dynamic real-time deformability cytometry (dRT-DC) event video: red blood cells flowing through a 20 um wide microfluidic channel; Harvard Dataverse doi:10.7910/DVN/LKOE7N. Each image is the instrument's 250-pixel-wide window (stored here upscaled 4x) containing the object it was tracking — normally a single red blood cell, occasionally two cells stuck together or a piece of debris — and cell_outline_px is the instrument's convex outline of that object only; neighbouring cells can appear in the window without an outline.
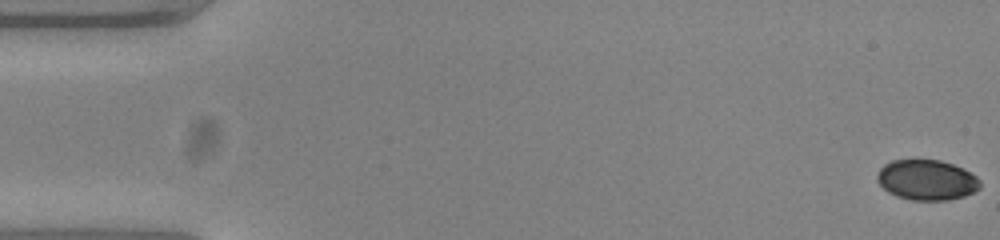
{"species": "common noctule bat (a hibernating species)", "species_latin": "Nyctalus noctula", "temperature_condition": "warm", "stored_images_in_passage": 55, "camera_frame_rate_fps": 3000, "um_per_image_px": 0.085, "animal": {"sex": "female", "body_mass_g": 23.0, "forearm_length_mm": 53.4}, "frame": {"image": 1, "passage_image": 1, "time_ms": 0.0, "image_size_px": [1000, 240], "cell_outline_px": [[980, 188], [964, 196], [948, 200], [912, 200], [896, 196], [888, 192], [876, 180], [876, 176], [880, 168], [884, 164], [892, 160], [940, 160], [964, 168], [976, 176], [980, 180]], "centroid_in_image_um": [78.76, 15.29], "position_along_channel_um": 6.2, "area_um2": 24.22}}
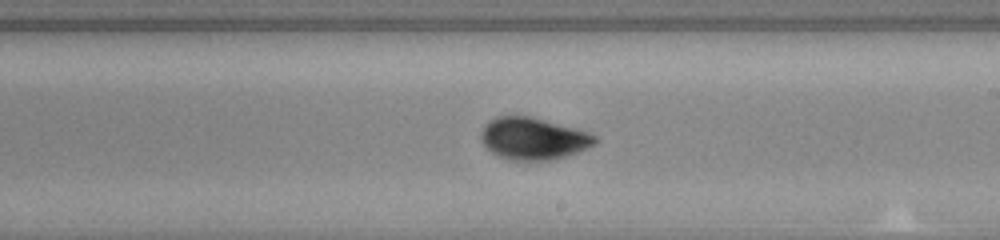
{"frame": {"image": 2, "passage_image": 32, "time_ms": 10.333, "image_size_px": [1000, 240], "cell_outline_px": [[596, 144], [588, 148], [568, 156], [552, 160], [508, 160], [496, 156], [480, 140], [480, 136], [484, 128], [496, 116], [532, 116], [588, 132], [596, 136]], "centroid_in_image_um": [45.35, 11.8], "position_along_channel_um": 243.7, "area_um2": 27.86}}
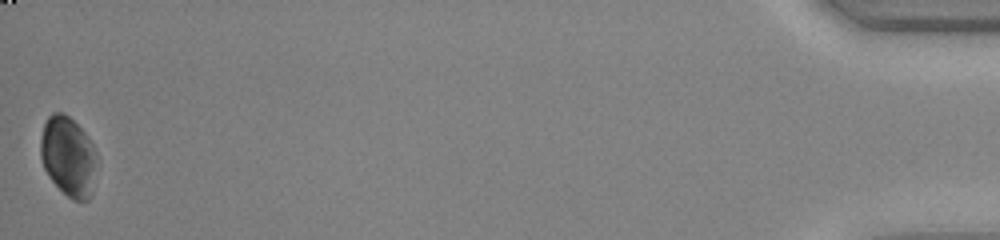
{"frame": {"image": 3, "passage_image": 55, "time_ms": 18.0, "image_size_px": [1000, 240], "cell_outline_px": [[100, 160], [92, 192], [88, 200], [72, 200], [48, 176], [44, 168], [40, 156], [40, 140], [44, 124], [48, 116], [52, 112], [60, 112], [68, 116], [88, 136]], "centroid_in_image_um": [5.84, 13.31], "position_along_channel_um": 429.4, "area_um2": 26.53}, "authors_computed_cell_mechanics": {"area_um2": 26.1834, "velocity_mm_per_s": 3.7304, "shape_relaxation_time_tau1_ms": 1.7189, "shape_relaxation_time_tau2_ms": 2.5199, "deformation_change_tau1": 0.0821, "deformation_change_tau2": 0.0394}}